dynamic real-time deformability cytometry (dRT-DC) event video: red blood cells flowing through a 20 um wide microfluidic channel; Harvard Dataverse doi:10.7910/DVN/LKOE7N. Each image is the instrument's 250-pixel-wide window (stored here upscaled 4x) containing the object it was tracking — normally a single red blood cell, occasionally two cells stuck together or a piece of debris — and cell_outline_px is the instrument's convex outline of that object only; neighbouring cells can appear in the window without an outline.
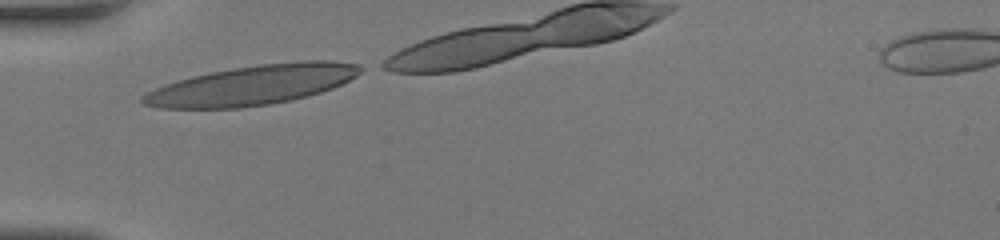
{"species": "human", "species_latin": "Homo sapiens", "temperature_condition": "room temperature", "stored_images_in_passage": 7, "camera_frame_rate_fps": 3000, "um_per_image_px": 0.085, "donor": {"sex": "female"}, "frame": {"image": 1, "passage_image": 1, "time_ms": 0.0, "image_size_px": [1000, 240], "cell_outline_px": [[368, 68], [356, 76], [332, 88], [308, 96], [292, 100], [268, 104], [240, 108], [160, 108], [144, 104], [140, 100], [140, 96], [164, 84], [192, 76], [232, 68], [260, 64], [308, 60], [328, 60], [360, 64]], "centroid_in_image_um": [21.49, 7.22], "position_along_channel_um": 63.5, "area_um2": 50.23}}
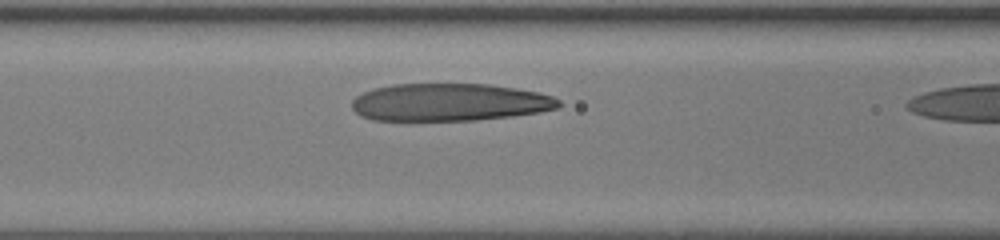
{"frame": {"image": 2, "passage_image": 6, "time_ms": 1.667, "image_size_px": [1000, 240], "cell_outline_px": [[564, 104], [560, 108], [540, 112], [512, 116], [476, 120], [372, 120], [360, 116], [352, 108], [352, 100], [356, 96], [364, 92], [376, 88], [392, 84], [488, 84], [516, 88], [540, 92], [552, 96], [560, 100]], "centroid_in_image_um": [38.26, 8.69], "position_along_channel_um": 128.3, "area_um2": 45.55}}